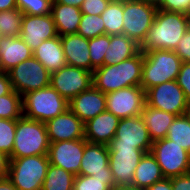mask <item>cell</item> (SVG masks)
<instances>
[{
  "label": "cell",
  "mask_w": 190,
  "mask_h": 190,
  "mask_svg": "<svg viewBox=\"0 0 190 190\" xmlns=\"http://www.w3.org/2000/svg\"><path fill=\"white\" fill-rule=\"evenodd\" d=\"M87 142L85 138L50 142L48 151L49 163L75 176L79 175L81 160Z\"/></svg>",
  "instance_id": "9a60e30c"
},
{
  "label": "cell",
  "mask_w": 190,
  "mask_h": 190,
  "mask_svg": "<svg viewBox=\"0 0 190 190\" xmlns=\"http://www.w3.org/2000/svg\"><path fill=\"white\" fill-rule=\"evenodd\" d=\"M152 141L166 138L168 128L176 115L148 106L146 103L140 112Z\"/></svg>",
  "instance_id": "d4e9b609"
},
{
  "label": "cell",
  "mask_w": 190,
  "mask_h": 190,
  "mask_svg": "<svg viewBox=\"0 0 190 190\" xmlns=\"http://www.w3.org/2000/svg\"><path fill=\"white\" fill-rule=\"evenodd\" d=\"M151 154L158 162L164 178L190 172V153L167 138L153 141Z\"/></svg>",
  "instance_id": "ba28073f"
},
{
  "label": "cell",
  "mask_w": 190,
  "mask_h": 190,
  "mask_svg": "<svg viewBox=\"0 0 190 190\" xmlns=\"http://www.w3.org/2000/svg\"><path fill=\"white\" fill-rule=\"evenodd\" d=\"M145 190H173L172 184H171V179L163 178V179L155 182L154 184H152Z\"/></svg>",
  "instance_id": "ee69618b"
},
{
  "label": "cell",
  "mask_w": 190,
  "mask_h": 190,
  "mask_svg": "<svg viewBox=\"0 0 190 190\" xmlns=\"http://www.w3.org/2000/svg\"><path fill=\"white\" fill-rule=\"evenodd\" d=\"M143 62L144 54L140 50L119 64L100 66L93 72V85L104 94L125 87L140 86Z\"/></svg>",
  "instance_id": "7a4b0ae2"
},
{
  "label": "cell",
  "mask_w": 190,
  "mask_h": 190,
  "mask_svg": "<svg viewBox=\"0 0 190 190\" xmlns=\"http://www.w3.org/2000/svg\"><path fill=\"white\" fill-rule=\"evenodd\" d=\"M176 82L181 87L187 101L190 103V62H182Z\"/></svg>",
  "instance_id": "f35d334b"
},
{
  "label": "cell",
  "mask_w": 190,
  "mask_h": 190,
  "mask_svg": "<svg viewBox=\"0 0 190 190\" xmlns=\"http://www.w3.org/2000/svg\"><path fill=\"white\" fill-rule=\"evenodd\" d=\"M141 1H143V2H149V3L157 5L160 0H141Z\"/></svg>",
  "instance_id": "816d5d0a"
},
{
  "label": "cell",
  "mask_w": 190,
  "mask_h": 190,
  "mask_svg": "<svg viewBox=\"0 0 190 190\" xmlns=\"http://www.w3.org/2000/svg\"><path fill=\"white\" fill-rule=\"evenodd\" d=\"M184 115L186 116V118L188 119V121L190 122V103L189 106L187 107Z\"/></svg>",
  "instance_id": "f907efd6"
},
{
  "label": "cell",
  "mask_w": 190,
  "mask_h": 190,
  "mask_svg": "<svg viewBox=\"0 0 190 190\" xmlns=\"http://www.w3.org/2000/svg\"><path fill=\"white\" fill-rule=\"evenodd\" d=\"M161 168L151 152L145 153L135 169L132 186L146 189L163 179Z\"/></svg>",
  "instance_id": "4316f807"
},
{
  "label": "cell",
  "mask_w": 190,
  "mask_h": 190,
  "mask_svg": "<svg viewBox=\"0 0 190 190\" xmlns=\"http://www.w3.org/2000/svg\"><path fill=\"white\" fill-rule=\"evenodd\" d=\"M153 141L140 116L120 119L116 135L108 147H136L146 153L151 151Z\"/></svg>",
  "instance_id": "4fadbf2b"
},
{
  "label": "cell",
  "mask_w": 190,
  "mask_h": 190,
  "mask_svg": "<svg viewBox=\"0 0 190 190\" xmlns=\"http://www.w3.org/2000/svg\"><path fill=\"white\" fill-rule=\"evenodd\" d=\"M158 9L190 15V0H160Z\"/></svg>",
  "instance_id": "74e56055"
},
{
  "label": "cell",
  "mask_w": 190,
  "mask_h": 190,
  "mask_svg": "<svg viewBox=\"0 0 190 190\" xmlns=\"http://www.w3.org/2000/svg\"><path fill=\"white\" fill-rule=\"evenodd\" d=\"M139 51V45L127 35H110V45L106 50L104 65L119 64L135 56Z\"/></svg>",
  "instance_id": "484cf974"
},
{
  "label": "cell",
  "mask_w": 190,
  "mask_h": 190,
  "mask_svg": "<svg viewBox=\"0 0 190 190\" xmlns=\"http://www.w3.org/2000/svg\"><path fill=\"white\" fill-rule=\"evenodd\" d=\"M108 151L115 186H132L135 169L146 152L136 147H108Z\"/></svg>",
  "instance_id": "7c38bea8"
},
{
  "label": "cell",
  "mask_w": 190,
  "mask_h": 190,
  "mask_svg": "<svg viewBox=\"0 0 190 190\" xmlns=\"http://www.w3.org/2000/svg\"><path fill=\"white\" fill-rule=\"evenodd\" d=\"M53 0H16L17 8L23 13L33 16L51 14Z\"/></svg>",
  "instance_id": "8d00e7d4"
},
{
  "label": "cell",
  "mask_w": 190,
  "mask_h": 190,
  "mask_svg": "<svg viewBox=\"0 0 190 190\" xmlns=\"http://www.w3.org/2000/svg\"><path fill=\"white\" fill-rule=\"evenodd\" d=\"M110 0H84L81 12L89 15H101L107 8Z\"/></svg>",
  "instance_id": "ab89813d"
},
{
  "label": "cell",
  "mask_w": 190,
  "mask_h": 190,
  "mask_svg": "<svg viewBox=\"0 0 190 190\" xmlns=\"http://www.w3.org/2000/svg\"><path fill=\"white\" fill-rule=\"evenodd\" d=\"M145 90L132 86L106 94V110L119 119L140 116L145 105Z\"/></svg>",
  "instance_id": "5bb4252c"
},
{
  "label": "cell",
  "mask_w": 190,
  "mask_h": 190,
  "mask_svg": "<svg viewBox=\"0 0 190 190\" xmlns=\"http://www.w3.org/2000/svg\"><path fill=\"white\" fill-rule=\"evenodd\" d=\"M0 190H18L7 176L0 178Z\"/></svg>",
  "instance_id": "7dc6e473"
},
{
  "label": "cell",
  "mask_w": 190,
  "mask_h": 190,
  "mask_svg": "<svg viewBox=\"0 0 190 190\" xmlns=\"http://www.w3.org/2000/svg\"><path fill=\"white\" fill-rule=\"evenodd\" d=\"M120 119L105 110L84 123V138L93 144L108 145L116 135Z\"/></svg>",
  "instance_id": "ffe728a7"
},
{
  "label": "cell",
  "mask_w": 190,
  "mask_h": 190,
  "mask_svg": "<svg viewBox=\"0 0 190 190\" xmlns=\"http://www.w3.org/2000/svg\"><path fill=\"white\" fill-rule=\"evenodd\" d=\"M142 80L140 86L145 92L153 86L176 80L182 60L171 50H150L143 52Z\"/></svg>",
  "instance_id": "3957f363"
},
{
  "label": "cell",
  "mask_w": 190,
  "mask_h": 190,
  "mask_svg": "<svg viewBox=\"0 0 190 190\" xmlns=\"http://www.w3.org/2000/svg\"><path fill=\"white\" fill-rule=\"evenodd\" d=\"M49 165L48 155L9 159L6 176L18 190H41Z\"/></svg>",
  "instance_id": "8992f818"
},
{
  "label": "cell",
  "mask_w": 190,
  "mask_h": 190,
  "mask_svg": "<svg viewBox=\"0 0 190 190\" xmlns=\"http://www.w3.org/2000/svg\"><path fill=\"white\" fill-rule=\"evenodd\" d=\"M23 116L46 123L68 109L69 102L51 85L22 96Z\"/></svg>",
  "instance_id": "5b68a950"
},
{
  "label": "cell",
  "mask_w": 190,
  "mask_h": 190,
  "mask_svg": "<svg viewBox=\"0 0 190 190\" xmlns=\"http://www.w3.org/2000/svg\"><path fill=\"white\" fill-rule=\"evenodd\" d=\"M167 139L190 153V122L185 115L176 116L168 128Z\"/></svg>",
  "instance_id": "f546056e"
},
{
  "label": "cell",
  "mask_w": 190,
  "mask_h": 190,
  "mask_svg": "<svg viewBox=\"0 0 190 190\" xmlns=\"http://www.w3.org/2000/svg\"><path fill=\"white\" fill-rule=\"evenodd\" d=\"M49 139L46 124L24 116L16 120V134L9 159L48 155Z\"/></svg>",
  "instance_id": "277c9868"
},
{
  "label": "cell",
  "mask_w": 190,
  "mask_h": 190,
  "mask_svg": "<svg viewBox=\"0 0 190 190\" xmlns=\"http://www.w3.org/2000/svg\"><path fill=\"white\" fill-rule=\"evenodd\" d=\"M17 8L16 0H0V11H7Z\"/></svg>",
  "instance_id": "bcb514c9"
},
{
  "label": "cell",
  "mask_w": 190,
  "mask_h": 190,
  "mask_svg": "<svg viewBox=\"0 0 190 190\" xmlns=\"http://www.w3.org/2000/svg\"><path fill=\"white\" fill-rule=\"evenodd\" d=\"M80 174L99 179H113L109 166V151L107 145L89 142L85 144Z\"/></svg>",
  "instance_id": "ac0fdd59"
},
{
  "label": "cell",
  "mask_w": 190,
  "mask_h": 190,
  "mask_svg": "<svg viewBox=\"0 0 190 190\" xmlns=\"http://www.w3.org/2000/svg\"><path fill=\"white\" fill-rule=\"evenodd\" d=\"M77 34L86 39H92L105 34V26L101 15L82 13Z\"/></svg>",
  "instance_id": "d6a6232c"
},
{
  "label": "cell",
  "mask_w": 190,
  "mask_h": 190,
  "mask_svg": "<svg viewBox=\"0 0 190 190\" xmlns=\"http://www.w3.org/2000/svg\"><path fill=\"white\" fill-rule=\"evenodd\" d=\"M68 108L83 122L106 110V94L92 85L69 101Z\"/></svg>",
  "instance_id": "d6986e66"
},
{
  "label": "cell",
  "mask_w": 190,
  "mask_h": 190,
  "mask_svg": "<svg viewBox=\"0 0 190 190\" xmlns=\"http://www.w3.org/2000/svg\"><path fill=\"white\" fill-rule=\"evenodd\" d=\"M58 36L52 15L23 14L20 38L34 51L44 40Z\"/></svg>",
  "instance_id": "2e32d148"
},
{
  "label": "cell",
  "mask_w": 190,
  "mask_h": 190,
  "mask_svg": "<svg viewBox=\"0 0 190 190\" xmlns=\"http://www.w3.org/2000/svg\"><path fill=\"white\" fill-rule=\"evenodd\" d=\"M146 104L152 108L172 113L176 116L184 115L189 102L176 80L153 86L145 92Z\"/></svg>",
  "instance_id": "30bf717a"
},
{
  "label": "cell",
  "mask_w": 190,
  "mask_h": 190,
  "mask_svg": "<svg viewBox=\"0 0 190 190\" xmlns=\"http://www.w3.org/2000/svg\"><path fill=\"white\" fill-rule=\"evenodd\" d=\"M51 15L59 36L77 34L82 16L80 8L57 3L53 0Z\"/></svg>",
  "instance_id": "cb8c5ba5"
},
{
  "label": "cell",
  "mask_w": 190,
  "mask_h": 190,
  "mask_svg": "<svg viewBox=\"0 0 190 190\" xmlns=\"http://www.w3.org/2000/svg\"><path fill=\"white\" fill-rule=\"evenodd\" d=\"M9 165V158L0 152V178H3L7 175Z\"/></svg>",
  "instance_id": "f6af8a7d"
},
{
  "label": "cell",
  "mask_w": 190,
  "mask_h": 190,
  "mask_svg": "<svg viewBox=\"0 0 190 190\" xmlns=\"http://www.w3.org/2000/svg\"><path fill=\"white\" fill-rule=\"evenodd\" d=\"M23 13L18 9L0 11L1 37H19Z\"/></svg>",
  "instance_id": "1f68e13d"
},
{
  "label": "cell",
  "mask_w": 190,
  "mask_h": 190,
  "mask_svg": "<svg viewBox=\"0 0 190 190\" xmlns=\"http://www.w3.org/2000/svg\"><path fill=\"white\" fill-rule=\"evenodd\" d=\"M111 190H145L134 186H114Z\"/></svg>",
  "instance_id": "681fc988"
},
{
  "label": "cell",
  "mask_w": 190,
  "mask_h": 190,
  "mask_svg": "<svg viewBox=\"0 0 190 190\" xmlns=\"http://www.w3.org/2000/svg\"><path fill=\"white\" fill-rule=\"evenodd\" d=\"M50 85L69 102L93 85V72L66 65L51 73Z\"/></svg>",
  "instance_id": "8fae6325"
},
{
  "label": "cell",
  "mask_w": 190,
  "mask_h": 190,
  "mask_svg": "<svg viewBox=\"0 0 190 190\" xmlns=\"http://www.w3.org/2000/svg\"><path fill=\"white\" fill-rule=\"evenodd\" d=\"M157 11V6L149 2L123 1V34L140 45L154 23Z\"/></svg>",
  "instance_id": "52a82bcc"
},
{
  "label": "cell",
  "mask_w": 190,
  "mask_h": 190,
  "mask_svg": "<svg viewBox=\"0 0 190 190\" xmlns=\"http://www.w3.org/2000/svg\"><path fill=\"white\" fill-rule=\"evenodd\" d=\"M189 25L190 15L158 9L154 23L139 48L142 52L150 50L175 51Z\"/></svg>",
  "instance_id": "6da1fadb"
},
{
  "label": "cell",
  "mask_w": 190,
  "mask_h": 190,
  "mask_svg": "<svg viewBox=\"0 0 190 190\" xmlns=\"http://www.w3.org/2000/svg\"><path fill=\"white\" fill-rule=\"evenodd\" d=\"M110 45V35L103 34L89 39V55L91 59V72L104 65L106 50Z\"/></svg>",
  "instance_id": "836d02e7"
},
{
  "label": "cell",
  "mask_w": 190,
  "mask_h": 190,
  "mask_svg": "<svg viewBox=\"0 0 190 190\" xmlns=\"http://www.w3.org/2000/svg\"><path fill=\"white\" fill-rule=\"evenodd\" d=\"M66 64L91 71L89 39L78 34L60 36Z\"/></svg>",
  "instance_id": "44dd1931"
},
{
  "label": "cell",
  "mask_w": 190,
  "mask_h": 190,
  "mask_svg": "<svg viewBox=\"0 0 190 190\" xmlns=\"http://www.w3.org/2000/svg\"><path fill=\"white\" fill-rule=\"evenodd\" d=\"M101 17L105 26V34H123V1H110Z\"/></svg>",
  "instance_id": "f1b7e54d"
},
{
  "label": "cell",
  "mask_w": 190,
  "mask_h": 190,
  "mask_svg": "<svg viewBox=\"0 0 190 190\" xmlns=\"http://www.w3.org/2000/svg\"><path fill=\"white\" fill-rule=\"evenodd\" d=\"M23 116L22 95L12 90L0 96V118L17 120Z\"/></svg>",
  "instance_id": "4dcf8cb0"
},
{
  "label": "cell",
  "mask_w": 190,
  "mask_h": 190,
  "mask_svg": "<svg viewBox=\"0 0 190 190\" xmlns=\"http://www.w3.org/2000/svg\"><path fill=\"white\" fill-rule=\"evenodd\" d=\"M45 124L49 142L84 138V123L69 108Z\"/></svg>",
  "instance_id": "e0dca14e"
},
{
  "label": "cell",
  "mask_w": 190,
  "mask_h": 190,
  "mask_svg": "<svg viewBox=\"0 0 190 190\" xmlns=\"http://www.w3.org/2000/svg\"><path fill=\"white\" fill-rule=\"evenodd\" d=\"M16 134V120L0 118V152L9 157L12 154Z\"/></svg>",
  "instance_id": "d590c367"
},
{
  "label": "cell",
  "mask_w": 190,
  "mask_h": 190,
  "mask_svg": "<svg viewBox=\"0 0 190 190\" xmlns=\"http://www.w3.org/2000/svg\"><path fill=\"white\" fill-rule=\"evenodd\" d=\"M32 56L33 51L20 36L0 38V71L7 73Z\"/></svg>",
  "instance_id": "7402d4cb"
},
{
  "label": "cell",
  "mask_w": 190,
  "mask_h": 190,
  "mask_svg": "<svg viewBox=\"0 0 190 190\" xmlns=\"http://www.w3.org/2000/svg\"><path fill=\"white\" fill-rule=\"evenodd\" d=\"M74 178V174L50 164L41 190H73Z\"/></svg>",
  "instance_id": "83f0119b"
},
{
  "label": "cell",
  "mask_w": 190,
  "mask_h": 190,
  "mask_svg": "<svg viewBox=\"0 0 190 190\" xmlns=\"http://www.w3.org/2000/svg\"><path fill=\"white\" fill-rule=\"evenodd\" d=\"M13 90L8 73L0 71V96L7 95Z\"/></svg>",
  "instance_id": "7bdbcfd3"
},
{
  "label": "cell",
  "mask_w": 190,
  "mask_h": 190,
  "mask_svg": "<svg viewBox=\"0 0 190 190\" xmlns=\"http://www.w3.org/2000/svg\"><path fill=\"white\" fill-rule=\"evenodd\" d=\"M170 179L173 190H190V172Z\"/></svg>",
  "instance_id": "b9f144b4"
},
{
  "label": "cell",
  "mask_w": 190,
  "mask_h": 190,
  "mask_svg": "<svg viewBox=\"0 0 190 190\" xmlns=\"http://www.w3.org/2000/svg\"><path fill=\"white\" fill-rule=\"evenodd\" d=\"M182 62H190V25L187 32L183 35L174 51Z\"/></svg>",
  "instance_id": "60d3db41"
},
{
  "label": "cell",
  "mask_w": 190,
  "mask_h": 190,
  "mask_svg": "<svg viewBox=\"0 0 190 190\" xmlns=\"http://www.w3.org/2000/svg\"><path fill=\"white\" fill-rule=\"evenodd\" d=\"M57 3L81 8L84 0H54Z\"/></svg>",
  "instance_id": "c3c4849f"
},
{
  "label": "cell",
  "mask_w": 190,
  "mask_h": 190,
  "mask_svg": "<svg viewBox=\"0 0 190 190\" xmlns=\"http://www.w3.org/2000/svg\"><path fill=\"white\" fill-rule=\"evenodd\" d=\"M114 186L113 179H99L79 174L74 178L73 190H111Z\"/></svg>",
  "instance_id": "e575fe53"
},
{
  "label": "cell",
  "mask_w": 190,
  "mask_h": 190,
  "mask_svg": "<svg viewBox=\"0 0 190 190\" xmlns=\"http://www.w3.org/2000/svg\"><path fill=\"white\" fill-rule=\"evenodd\" d=\"M7 73L13 90L22 96L50 85L51 73L34 56L14 66Z\"/></svg>",
  "instance_id": "9c48e42d"
},
{
  "label": "cell",
  "mask_w": 190,
  "mask_h": 190,
  "mask_svg": "<svg viewBox=\"0 0 190 190\" xmlns=\"http://www.w3.org/2000/svg\"><path fill=\"white\" fill-rule=\"evenodd\" d=\"M33 56L50 72L54 73L66 66L60 36L44 40L34 51Z\"/></svg>",
  "instance_id": "603a6c76"
}]
</instances>
